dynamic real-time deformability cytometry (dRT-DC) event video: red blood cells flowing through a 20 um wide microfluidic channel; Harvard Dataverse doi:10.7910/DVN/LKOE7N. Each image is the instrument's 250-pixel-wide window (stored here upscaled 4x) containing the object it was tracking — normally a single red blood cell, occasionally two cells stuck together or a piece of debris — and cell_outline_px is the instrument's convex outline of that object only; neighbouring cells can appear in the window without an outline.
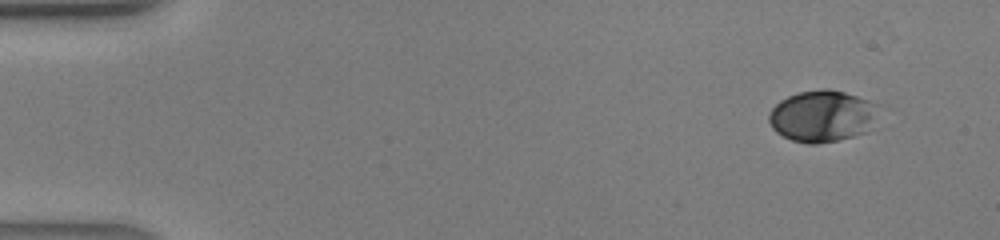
{"species": "human", "species_latin": "Homo sapiens", "temperature_condition": "warm", "stored_images_in_passage": 20, "camera_frame_rate_fps": 3000, "um_per_image_px": 0.085, "donor": {"sex": "male"}, "frame": {"image": 1, "passage_image": 1, "time_ms": 0.0, "image_size_px": [1000, 240], "cell_outline_px": [[880, 104], [868, 132], [836, 140], [816, 144], [808, 144], [792, 140], [776, 132], [772, 128], [768, 120], [768, 116], [772, 108], [780, 100], [788, 96], [800, 92], [820, 88], [828, 88], [844, 92]], "centroid_in_image_um": [69.88, 9.86], "position_along_channel_um": 15.1, "area_um2": 32.95}}
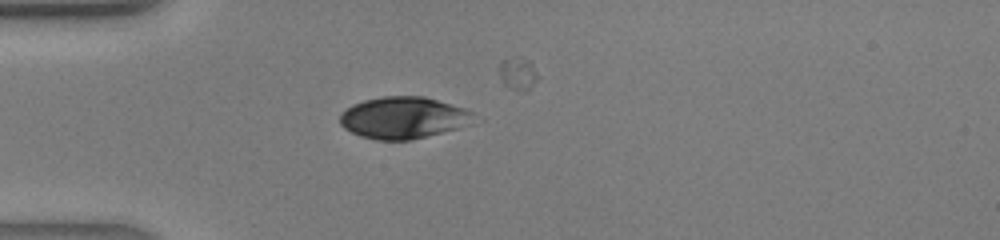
{"frame": {"image": 2, "passage_image": 10, "time_ms": 3.0, "image_size_px": [1000, 240], "cell_outline_px": [[476, 116], [456, 128], [412, 140], [376, 140], [360, 136], [344, 128], [340, 124], [340, 112], [352, 104], [364, 100], [384, 96], [424, 96], [464, 108], [472, 112]], "centroid_in_image_um": [34.2, 10.0], "position_along_channel_um": 50.8, "area_um2": 32.25}}
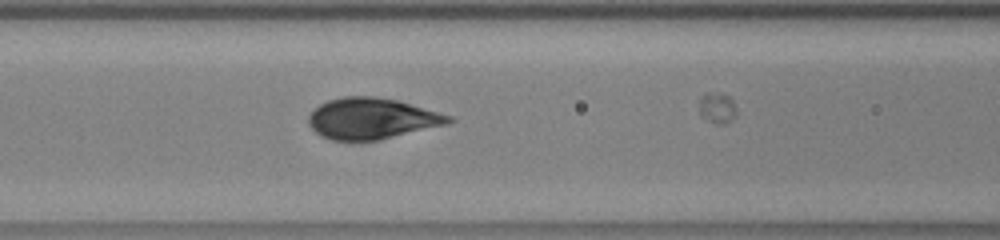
{"frame": {"image": 3, "passage_image": 16, "time_ms": 5.0, "image_size_px": [1000, 240], "cell_outline_px": [[456, 120], [448, 124], [380, 140], [332, 140], [320, 136], [308, 124], [308, 116], [320, 104], [328, 100], [344, 96], [372, 96], [400, 100], [452, 116]], "centroid_in_image_um": [31.63, 10.07], "position_along_channel_um": 135.0, "area_um2": 33.7}}